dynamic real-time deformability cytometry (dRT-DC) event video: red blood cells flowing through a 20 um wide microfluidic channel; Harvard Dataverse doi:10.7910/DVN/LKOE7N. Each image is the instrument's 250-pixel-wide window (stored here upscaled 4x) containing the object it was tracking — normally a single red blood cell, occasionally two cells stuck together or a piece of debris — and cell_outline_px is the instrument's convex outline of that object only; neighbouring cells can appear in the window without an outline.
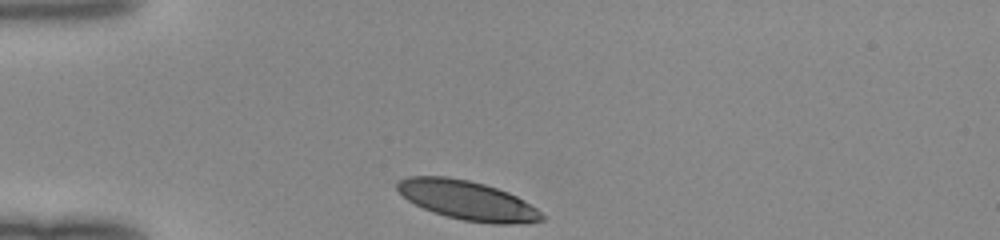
{"species": "human", "species_latin": "Homo sapiens", "temperature_condition": "room temperature", "stored_images_in_passage": 29, "camera_frame_rate_fps": 3000, "um_per_image_px": 0.085, "donor": {"sex": "female"}, "frame": {"image": 1, "passage_image": 1, "time_ms": 0.0, "image_size_px": [1000, 240], "cell_outline_px": [[544, 220], [524, 224], [492, 224], [464, 220], [432, 212], [408, 200], [396, 188], [396, 184], [400, 180], [408, 176], [448, 176], [468, 180], [484, 184], [508, 192], [524, 200], [536, 208], [544, 216]], "centroid_in_image_um": [39.75, 17.03], "position_along_channel_um": 45.2, "area_um2": 32.89}}
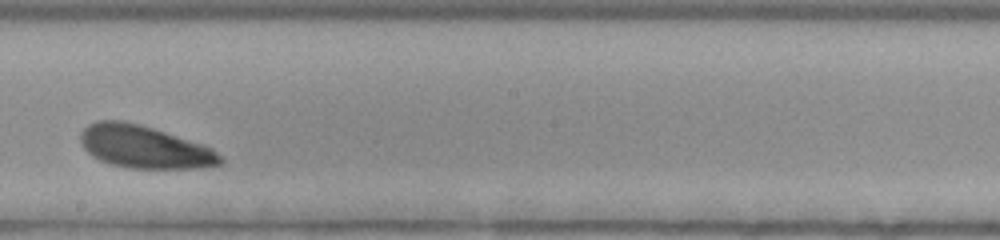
{"frame": {"image": 2, "passage_image": 17, "time_ms": 5.333, "image_size_px": [1000, 240], "cell_outline_px": [[224, 164], [200, 168], [128, 168], [112, 164], [100, 160], [92, 156], [84, 148], [80, 140], [80, 132], [88, 124], [96, 120], [124, 120], [140, 124], [204, 144], [212, 148], [224, 160]], "centroid_in_image_um": [12.27, 12.48], "position_along_channel_um": 235.9, "area_um2": 34.91}}
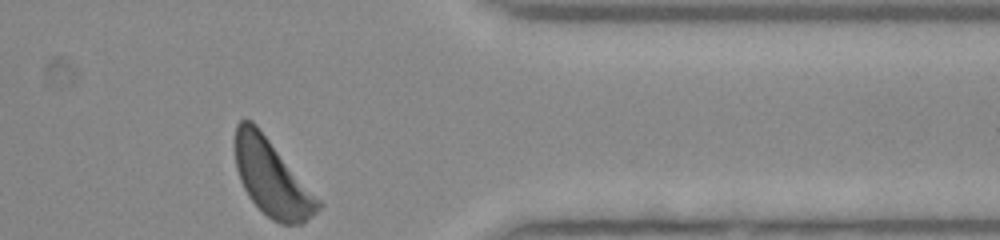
{"frame": {"image": 3, "passage_image": 29, "time_ms": 9.333, "image_size_px": [1000, 240], "cell_outline_px": [[324, 204], [312, 216], [300, 224], [280, 224], [272, 220], [248, 196], [240, 180], [236, 168], [232, 144], [236, 124], [240, 120], [252, 120], [256, 124]], "centroid_in_image_um": [23.07, 15.08], "position_along_channel_um": 388.3, "area_um2": 37.05}}